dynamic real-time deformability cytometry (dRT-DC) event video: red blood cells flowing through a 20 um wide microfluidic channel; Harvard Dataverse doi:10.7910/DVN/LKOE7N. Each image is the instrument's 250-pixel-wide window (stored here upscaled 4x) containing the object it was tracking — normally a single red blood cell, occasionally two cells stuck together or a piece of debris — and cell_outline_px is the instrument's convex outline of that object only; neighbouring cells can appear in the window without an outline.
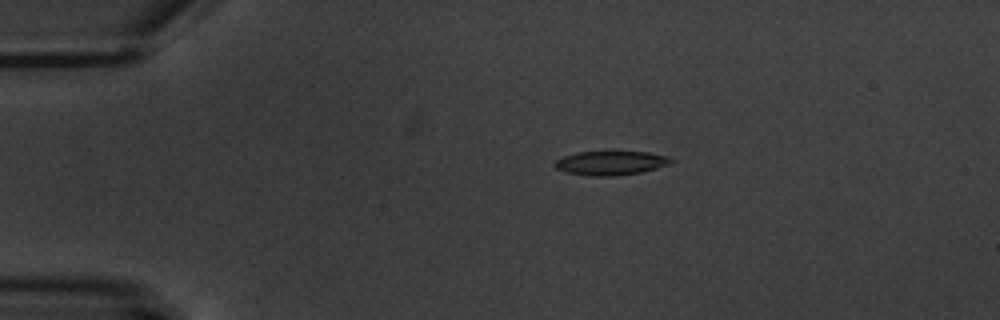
{"species": "common noctule bat (a hibernating species)", "species_latin": "Nyctalus noctula", "temperature_condition": "warm", "stored_images_in_passage": 6, "camera_frame_rate_fps": 3000, "um_per_image_px": 0.085, "animal": {"sex": "male", "body_mass_g": 20.1, "forearm_length_mm": 53.5}, "frame": {"image": 1, "passage_image": 6, "time_ms": 6.667, "image_size_px": [1000, 320], "cell_outline_px": [[676, 160], [668, 164], [656, 168], [640, 172], [612, 176], [592, 176], [564, 172], [556, 168], [552, 164], [556, 160], [564, 156], [576, 152], [612, 148], [648, 152], [668, 156]], "centroid_in_image_um": [51.9, 13.79], "position_along_channel_um": 33.1, "area_um2": 17.28}}